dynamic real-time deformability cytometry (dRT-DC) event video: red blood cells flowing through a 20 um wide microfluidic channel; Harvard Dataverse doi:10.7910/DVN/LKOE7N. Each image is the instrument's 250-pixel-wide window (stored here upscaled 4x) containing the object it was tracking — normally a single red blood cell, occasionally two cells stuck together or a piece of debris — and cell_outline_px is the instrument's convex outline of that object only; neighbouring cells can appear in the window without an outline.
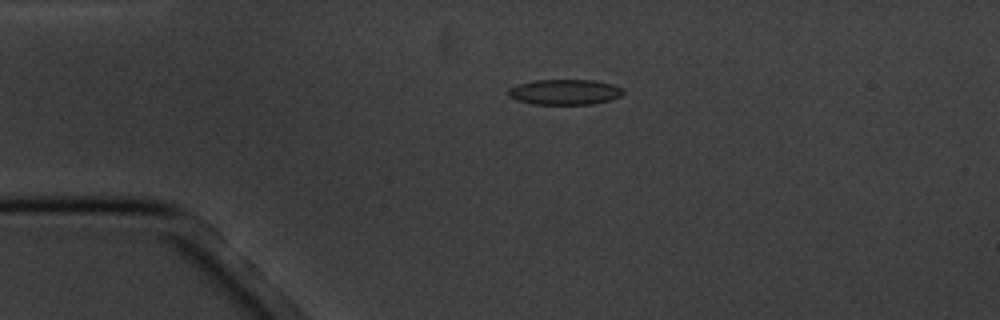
{"species": "common noctule bat (a hibernating species)", "species_latin": "Nyctalus noctula", "temperature_condition": "cold", "stored_images_in_passage": 3, "camera_frame_rate_fps": 3000, "um_per_image_px": 0.085, "animal": {"sex": "male", "body_mass_g": 20.1, "forearm_length_mm": 53.5}, "frame": {"image": 1, "passage_image": 2, "time_ms": 1.333, "image_size_px": [1000, 320], "cell_outline_px": [[624, 92], [620, 96], [608, 100], [592, 104], [532, 104], [516, 100], [508, 96], [508, 88], [516, 84], [532, 80], [592, 80], [612, 84], [624, 88]], "centroid_in_image_um": [47.96, 7.81], "position_along_channel_um": 37.0, "area_um2": 17.11}}